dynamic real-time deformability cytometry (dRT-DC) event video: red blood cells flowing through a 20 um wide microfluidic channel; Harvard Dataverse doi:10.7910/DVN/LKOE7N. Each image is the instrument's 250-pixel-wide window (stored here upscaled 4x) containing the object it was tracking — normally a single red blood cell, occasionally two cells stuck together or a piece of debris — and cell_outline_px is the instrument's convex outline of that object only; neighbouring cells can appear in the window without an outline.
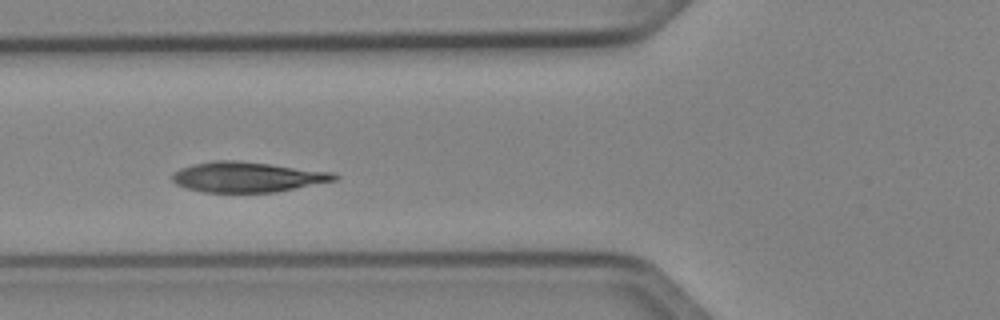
{"species": "Egyptian fruit bat (a non-hibernating species)", "species_latin": "Rousettus aegyptiacus", "temperature_condition": "cold", "stored_images_in_passage": 46, "camera_frame_rate_fps": 3000, "um_per_image_px": 0.085, "animal": {"sex": "female"}, "frame": {"image": 1, "passage_image": 14, "time_ms": 4.333, "image_size_px": [1000, 320], "cell_outline_px": [[340, 176], [336, 180], [276, 192], [204, 192], [188, 188], [176, 184], [172, 180], [172, 176], [180, 168], [212, 160], [236, 160], [336, 172]], "centroid_in_image_um": [21.07, 15.04], "position_along_channel_um": 104.7, "area_um2": 28.44}}
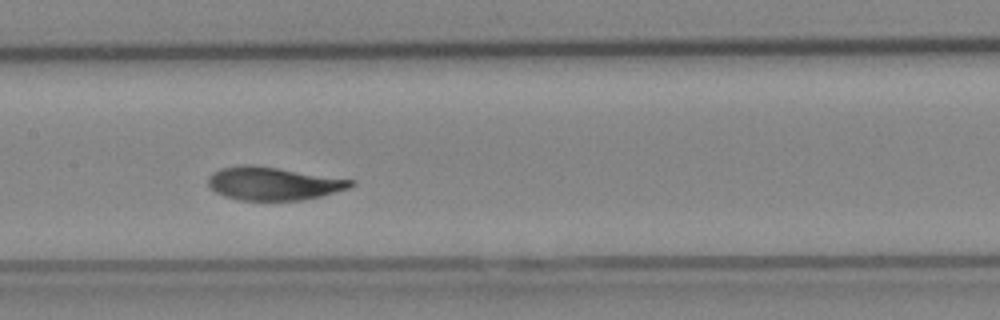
{"frame": {"image": 2, "passage_image": 20, "time_ms": 6.333, "image_size_px": [1000, 320], "cell_outline_px": [[356, 184], [348, 188], [320, 196], [300, 200], [240, 200], [224, 196], [216, 192], [208, 184], [208, 176], [212, 172], [220, 168], [244, 164], [248, 164], [276, 168], [356, 180]], "centroid_in_image_um": [23.21, 15.59], "position_along_channel_um": 184.2, "area_um2": 27.34}}
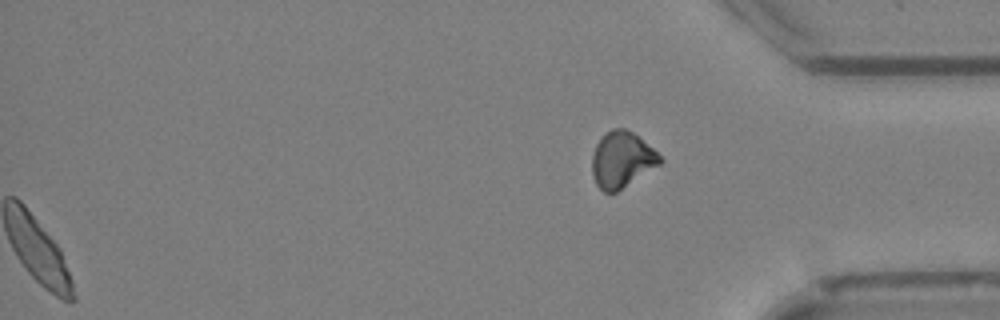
{"frame": {"image": 3, "passage_image": 46, "time_ms": 15.0, "image_size_px": [1000, 320], "cell_outline_px": [[664, 160], [660, 164], [616, 192], [604, 192], [596, 184], [592, 172], [592, 152], [596, 144], [612, 128], [624, 128], [632, 132], [652, 148]], "centroid_in_image_um": [52.84, 13.58], "position_along_channel_um": 382.4, "area_um2": 21.73}, "authors_computed_cell_mechanics": {"area_um2": 27.5995, "velocity_mm_per_s": 3.9675, "shape_relaxation_time_tau1_ms": 2.7204, "shape_relaxation_time_tau2_ms": null, "deformation_change_tau1": 0.1051, "deformation_change_tau2": null}}